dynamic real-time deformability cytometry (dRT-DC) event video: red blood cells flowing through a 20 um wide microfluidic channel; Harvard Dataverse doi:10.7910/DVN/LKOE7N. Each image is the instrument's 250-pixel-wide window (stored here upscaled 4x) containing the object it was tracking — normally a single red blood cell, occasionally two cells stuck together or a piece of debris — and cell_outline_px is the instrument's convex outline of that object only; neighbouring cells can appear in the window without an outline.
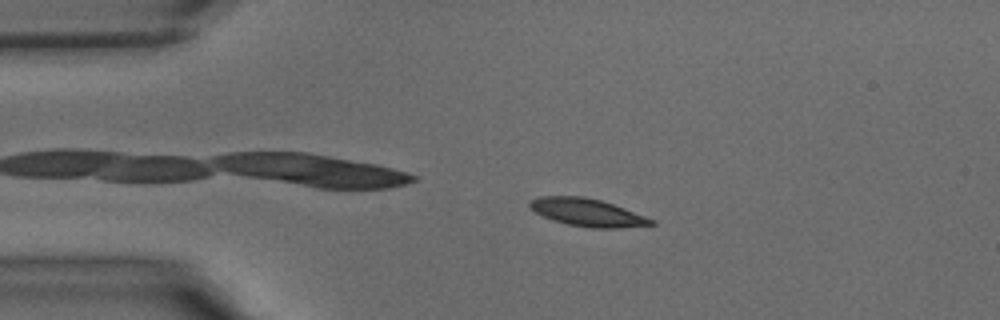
{"species": "common noctule bat (a hibernating species)", "species_latin": "Nyctalus noctula", "temperature_condition": "warm", "stored_images_in_passage": 34, "camera_frame_rate_fps": 3000, "um_per_image_px": 0.085, "animal": {"sex": "male", "body_mass_g": 15.6}, "frame": {"image": 1, "passage_image": 2, "time_ms": 0.333, "image_size_px": [1000, 320], "cell_outline_px": [[656, 224], [620, 228], [588, 228], [568, 224], [544, 216], [536, 212], [528, 204], [532, 200], [540, 196], [584, 196], [600, 200], [624, 208], [656, 220]], "centroid_in_image_um": [49.98, 18.06], "position_along_channel_um": 35.0, "area_um2": 19.36}}
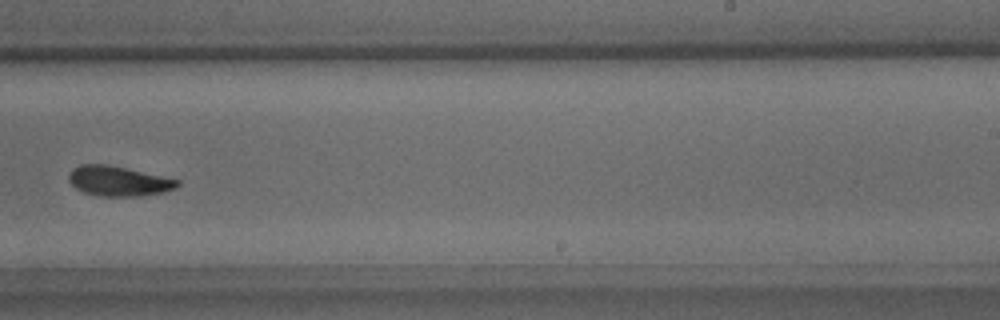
{"frame": {"image": 2, "passage_image": 19, "time_ms": 6.0, "image_size_px": [1000, 320], "cell_outline_px": [[180, 184], [176, 188], [164, 192], [140, 196], [100, 196], [84, 192], [76, 188], [68, 180], [68, 176], [72, 168], [80, 164], [108, 164], [180, 180]], "centroid_in_image_um": [10.06, 15.39], "position_along_channel_um": 278.9, "area_um2": 18.96}}
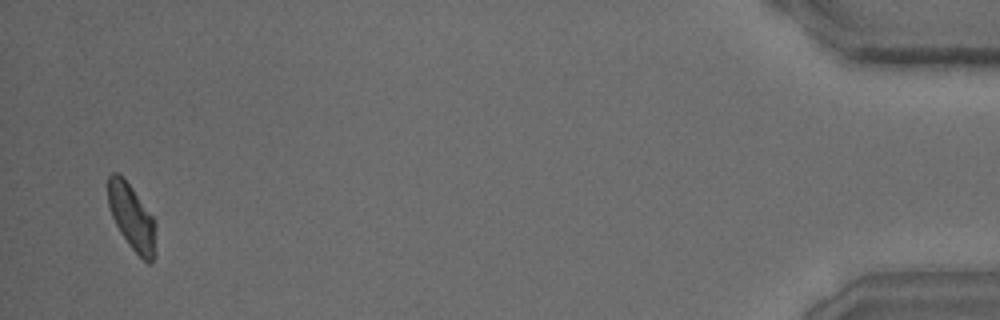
{"frame": {"image": 3, "passage_image": 33, "time_ms": 10.667, "image_size_px": [1000, 320], "cell_outline_px": [[156, 252], [152, 264], [148, 264], [128, 244], [120, 232], [112, 216], [108, 204], [108, 176], [112, 172], [116, 172], [132, 188], [156, 220]], "centroid_in_image_um": [11.24, 18.52], "position_along_channel_um": 424.0, "area_um2": 18.38}}